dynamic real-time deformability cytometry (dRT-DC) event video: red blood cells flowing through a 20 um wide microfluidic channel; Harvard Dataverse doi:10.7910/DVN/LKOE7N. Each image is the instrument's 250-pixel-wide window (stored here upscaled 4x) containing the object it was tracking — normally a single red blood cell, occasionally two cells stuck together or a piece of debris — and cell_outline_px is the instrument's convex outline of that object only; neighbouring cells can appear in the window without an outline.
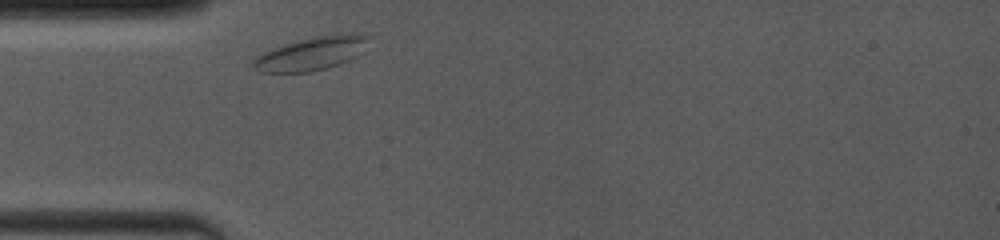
{"species": "common noctule bat (a hibernating species)", "species_latin": "Nyctalus noctula", "temperature_condition": "room temperature", "stored_images_in_passage": 1, "camera_frame_rate_fps": 4000, "um_per_image_px": 0.085, "animal": {"sex": "female", "body_mass_g": 19.0, "forearm_length_mm": 53.3}, "frame": {"image": 1, "passage_image": 1, "time_ms": 0.0, "image_size_px": [1000, 240], "cell_outline_px": [[372, 36], [356, 56], [340, 64], [312, 72], [260, 72], [252, 64], [264, 52], [272, 48], [284, 44], [300, 40], [320, 36], [348, 32]], "centroid_in_image_um": [26.52, 4.54], "position_along_channel_um": 58.5, "area_um2": 21.96}}